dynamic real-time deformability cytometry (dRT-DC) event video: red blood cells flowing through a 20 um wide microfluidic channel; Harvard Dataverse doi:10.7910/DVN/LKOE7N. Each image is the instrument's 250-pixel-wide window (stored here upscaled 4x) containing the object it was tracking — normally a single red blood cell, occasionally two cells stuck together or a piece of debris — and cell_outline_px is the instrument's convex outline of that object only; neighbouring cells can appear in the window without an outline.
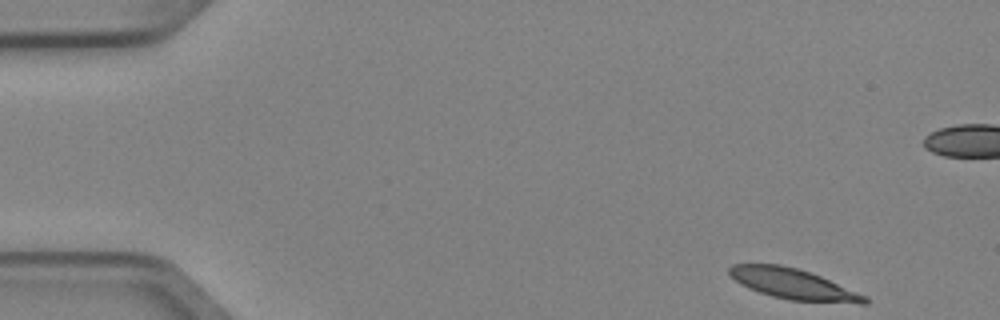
{"species": "Egyptian fruit bat (a non-hibernating species)", "species_latin": "Rousettus aegyptiacus", "temperature_condition": "cold", "stored_images_in_passage": 5, "camera_frame_rate_fps": 3000, "um_per_image_px": 0.085, "animal": {"sex": "female"}, "frame": {"image": 1, "passage_image": 1, "time_ms": 0.0, "image_size_px": [1000, 320], "cell_outline_px": [[872, 300], [868, 304], [860, 304], [788, 300], [772, 296], [748, 288], [740, 284], [728, 272], [728, 268], [732, 264], [780, 264], [796, 268], [820, 276], [868, 296]], "centroid_in_image_um": [67.48, 24.16], "position_along_channel_um": 17.5, "area_um2": 24.16}}